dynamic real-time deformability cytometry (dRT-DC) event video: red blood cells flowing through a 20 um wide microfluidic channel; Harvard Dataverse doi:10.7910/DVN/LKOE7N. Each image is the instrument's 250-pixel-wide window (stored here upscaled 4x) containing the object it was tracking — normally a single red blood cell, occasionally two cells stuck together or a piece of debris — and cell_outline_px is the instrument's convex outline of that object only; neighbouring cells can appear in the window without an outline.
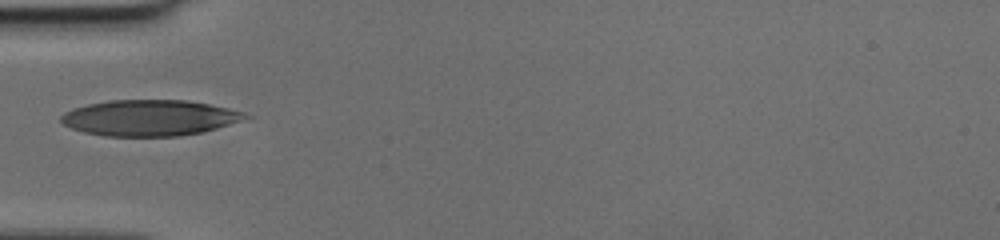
{"species": "human", "species_latin": "Homo sapiens", "temperature_condition": "cold", "stored_images_in_passage": 18, "camera_frame_rate_fps": 3000, "um_per_image_px": 0.085, "donor": {"sex": "female"}, "frame": {"image": 1, "passage_image": 1, "time_ms": 0.0, "image_size_px": [1000, 240], "cell_outline_px": [[248, 116], [240, 120], [216, 128], [200, 132], [180, 136], [104, 136], [84, 132], [72, 128], [64, 124], [60, 120], [60, 116], [64, 112], [72, 108], [88, 104], [108, 100], [188, 100], [228, 108], [240, 112]], "centroid_in_image_um": [12.62, 10.01], "position_along_channel_um": 72.4, "area_um2": 38.21}}
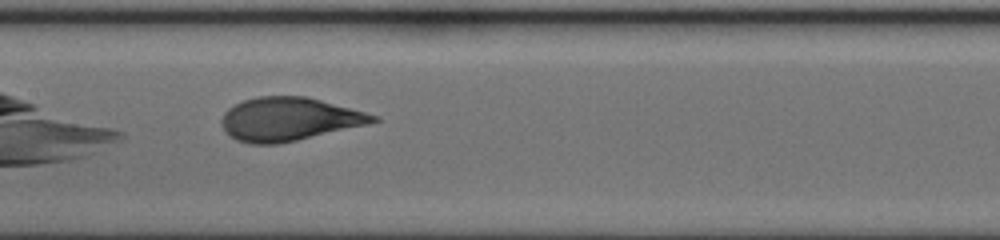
{"frame": {"image": 2, "passage_image": 9, "time_ms": 2.667, "image_size_px": [1000, 240], "cell_outline_px": [[380, 120], [368, 124], [296, 140], [276, 144], [248, 144], [236, 140], [224, 132], [220, 120], [224, 112], [228, 108], [244, 100], [260, 96], [304, 96], [320, 100], [380, 116]], "centroid_in_image_um": [24.52, 10.13], "position_along_channel_um": 182.9, "area_um2": 38.09}}
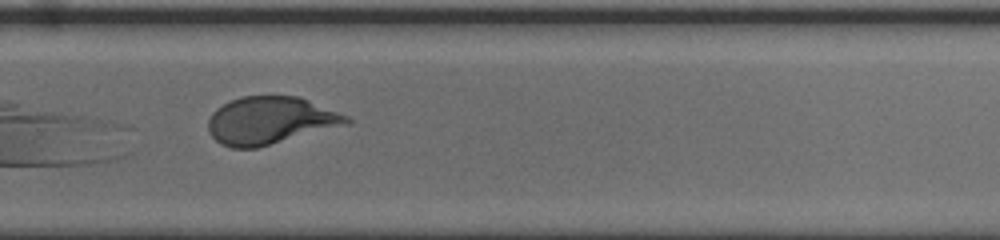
{"frame": {"image": 3, "passage_image": 18, "time_ms": 5.667, "image_size_px": [1000, 240], "cell_outline_px": [[352, 120], [348, 124], [256, 148], [232, 148], [220, 144], [208, 132], [208, 120], [212, 112], [216, 108], [232, 100], [244, 96], [296, 96], [308, 100], [348, 116]], "centroid_in_image_um": [22.94, 10.25], "position_along_channel_um": 306.9, "area_um2": 37.97}}